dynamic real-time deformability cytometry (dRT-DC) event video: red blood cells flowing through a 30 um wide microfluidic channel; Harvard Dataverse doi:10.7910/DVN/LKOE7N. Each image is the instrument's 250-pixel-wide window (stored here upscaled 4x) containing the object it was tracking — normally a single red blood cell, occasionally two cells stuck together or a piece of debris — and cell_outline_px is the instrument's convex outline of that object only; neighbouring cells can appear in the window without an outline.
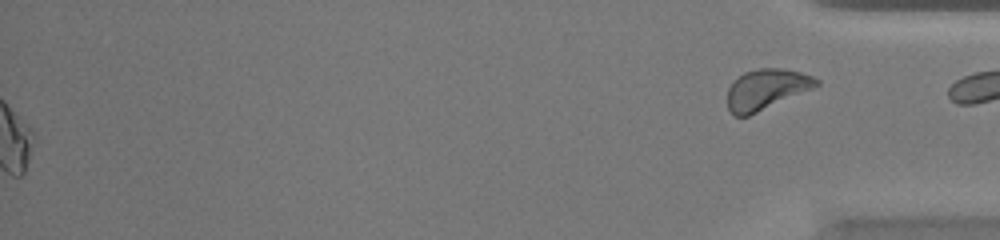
{"species": "common noctule bat (a hibernating species)", "species_latin": "Nyctalus noctula", "temperature_condition": "warm", "stored_images_in_passage": 47, "segment_of_instrument_passage": [2, 2], "camera_frame_rate_fps": 3000, "um_per_image_px": 0.085, "animal": {"sex": "female", "body_mass_g": 20.0, "forearm_length_mm": 54.0}, "frame": {"image": 1, "passage_image": 47, "time_ms": 15.333, "image_size_px": [1000, 240], "cell_outline_px": [[820, 84], [812, 88], [748, 116], [736, 116], [728, 108], [728, 88], [744, 72], [760, 68], [784, 68], [800, 72], [812, 76], [820, 80]], "centroid_in_image_um": [65.14, 7.57], "position_along_channel_um": 370.1, "area_um2": 20.52}}